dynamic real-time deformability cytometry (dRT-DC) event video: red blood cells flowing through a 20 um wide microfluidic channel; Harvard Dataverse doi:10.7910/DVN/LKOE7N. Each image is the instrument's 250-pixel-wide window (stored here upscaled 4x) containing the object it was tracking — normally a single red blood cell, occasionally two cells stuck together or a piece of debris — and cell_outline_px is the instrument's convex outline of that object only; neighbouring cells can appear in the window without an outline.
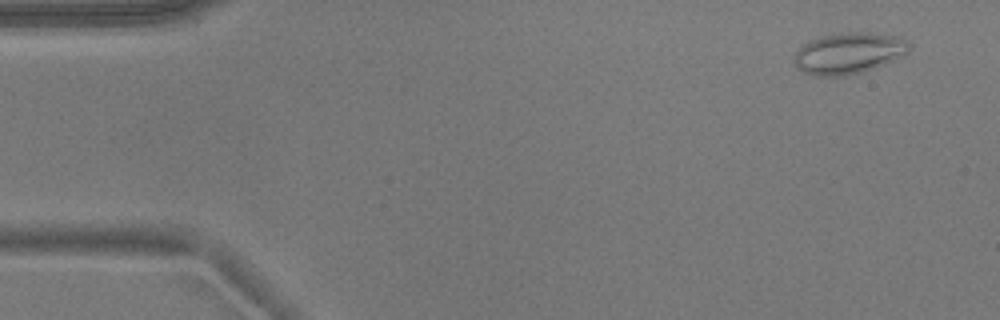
{"species": "common noctule bat (a hibernating species)", "species_latin": "Nyctalus noctula", "temperature_condition": "warm", "stored_images_in_passage": 14, "camera_frame_rate_fps": 3000, "um_per_image_px": 0.085, "animal": {"sex": "male", "body_mass_g": 17.9}, "frame": {"image": 1, "passage_image": 3, "time_ms": 0.667, "image_size_px": [1000, 320], "cell_outline_px": [[912, 48], [892, 60], [856, 72], [836, 76], [816, 76], [804, 72], [796, 64], [792, 56], [804, 44], [820, 36], [852, 32], [868, 32], [896, 36], [908, 40], [912, 44]], "centroid_in_image_um": [72.13, 4.49], "position_along_channel_um": 12.9, "area_um2": 26.82}}